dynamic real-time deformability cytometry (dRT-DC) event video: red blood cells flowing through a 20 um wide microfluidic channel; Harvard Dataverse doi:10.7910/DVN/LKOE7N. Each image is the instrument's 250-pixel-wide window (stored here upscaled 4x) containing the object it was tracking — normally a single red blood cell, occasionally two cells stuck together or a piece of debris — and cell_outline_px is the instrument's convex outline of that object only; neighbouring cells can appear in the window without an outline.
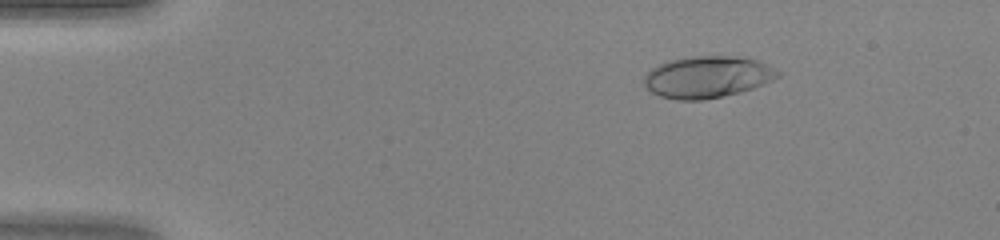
{"species": "human", "species_latin": "Homo sapiens", "temperature_condition": "warm", "stored_images_in_passage": 47, "camera_frame_rate_fps": 3000, "um_per_image_px": 0.085, "donor": {"sex": "female"}, "frame": {"image": 1, "passage_image": 8, "time_ms": 2.333, "image_size_px": [1000, 240], "cell_outline_px": [[784, 72], [780, 76], [772, 80], [752, 88], [740, 92], [704, 100], [676, 100], [660, 96], [652, 92], [644, 84], [644, 76], [652, 68], [668, 60], [684, 56], [736, 56], [756, 60]], "centroid_in_image_um": [60.13, 6.53], "position_along_channel_um": 24.9, "area_um2": 32.6}}
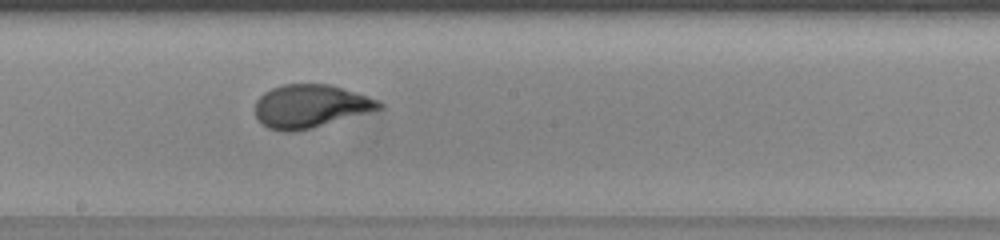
{"frame": {"image": 2, "passage_image": 27, "time_ms": 8.667, "image_size_px": [1000, 240], "cell_outline_px": [[384, 108], [312, 128], [296, 132], [288, 132], [268, 128], [256, 116], [256, 100], [264, 92], [272, 88], [284, 84], [328, 84], [380, 100], [384, 104]], "centroid_in_image_um": [26.4, 9.03], "position_along_channel_um": 221.8, "area_um2": 30.98}}
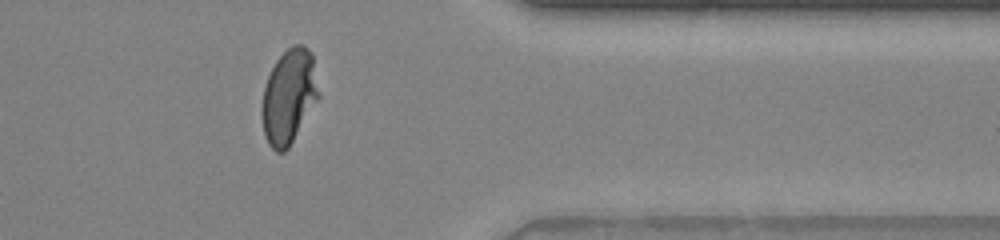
{"frame": {"image": 3, "passage_image": 39, "time_ms": 12.667, "image_size_px": [1000, 240], "cell_outline_px": [[320, 96], [288, 148], [284, 152], [276, 152], [268, 144], [264, 136], [260, 116], [260, 108], [264, 88], [268, 76], [276, 60], [292, 44], [304, 44], [308, 48], [312, 56]], "centroid_in_image_um": [24.52, 8.21], "position_along_channel_um": 386.9, "area_um2": 31.39}}